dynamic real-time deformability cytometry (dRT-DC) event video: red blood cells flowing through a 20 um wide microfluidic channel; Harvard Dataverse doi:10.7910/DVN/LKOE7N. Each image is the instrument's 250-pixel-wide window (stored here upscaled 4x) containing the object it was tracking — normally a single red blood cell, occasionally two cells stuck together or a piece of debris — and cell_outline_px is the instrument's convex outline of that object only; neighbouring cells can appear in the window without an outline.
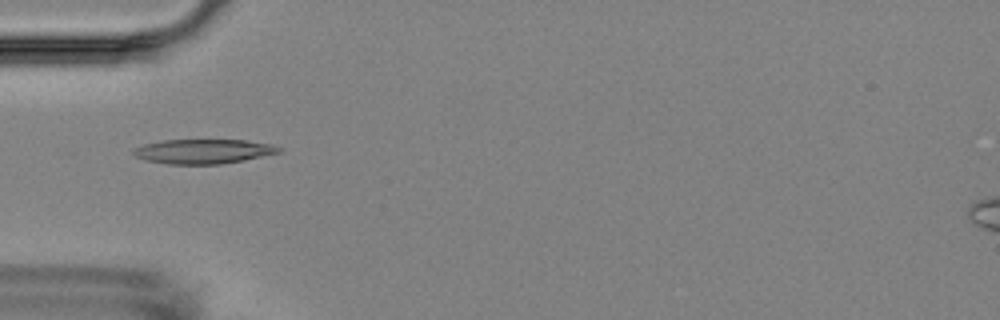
{"species": "Egyptian fruit bat (a non-hibernating species)", "species_latin": "Rousettus aegyptiacus", "temperature_condition": "room temperature", "stored_images_in_passage": 4, "camera_frame_rate_fps": 3000, "um_per_image_px": 0.085, "animal": {"sex": "female"}, "frame": {"image": 1, "passage_image": 2, "time_ms": 1.333, "image_size_px": [1000, 320], "cell_outline_px": [[284, 152], [244, 160], [220, 164], [168, 164], [144, 160], [132, 156], [132, 148], [144, 144], [164, 140], [244, 140], [272, 144], [280, 148]], "centroid_in_image_um": [17.26, 12.87], "position_along_channel_um": 67.7, "area_um2": 20.98}}